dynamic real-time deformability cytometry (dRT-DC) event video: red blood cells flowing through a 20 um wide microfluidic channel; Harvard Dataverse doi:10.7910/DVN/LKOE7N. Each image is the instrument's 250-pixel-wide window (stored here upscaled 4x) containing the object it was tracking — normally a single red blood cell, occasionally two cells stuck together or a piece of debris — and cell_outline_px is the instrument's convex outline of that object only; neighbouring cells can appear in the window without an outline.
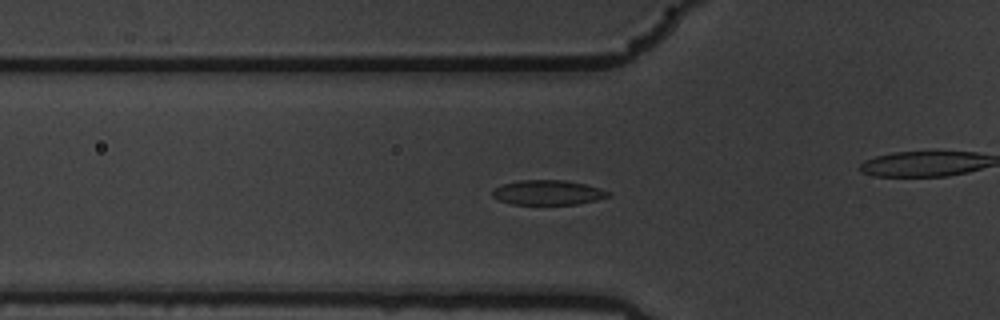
{"species": "common noctule bat (a hibernating species)", "species_latin": "Nyctalus noctula", "temperature_condition": "warm", "stored_images_in_passage": 47, "camera_frame_rate_fps": 3000, "um_per_image_px": 0.085, "animal": {"sex": "male", "body_mass_g": 19.5, "forearm_length_mm": 54.6}, "frame": {"image": 1, "passage_image": 20, "time_ms": 6.333, "image_size_px": [1000, 320], "cell_outline_px": [[612, 196], [580, 204], [512, 204], [500, 200], [492, 196], [492, 192], [496, 188], [504, 184], [520, 180], [564, 180], [584, 184], [600, 188], [612, 192]], "centroid_in_image_um": [46.64, 16.37], "position_along_channel_um": 79.2, "area_um2": 16.65}}
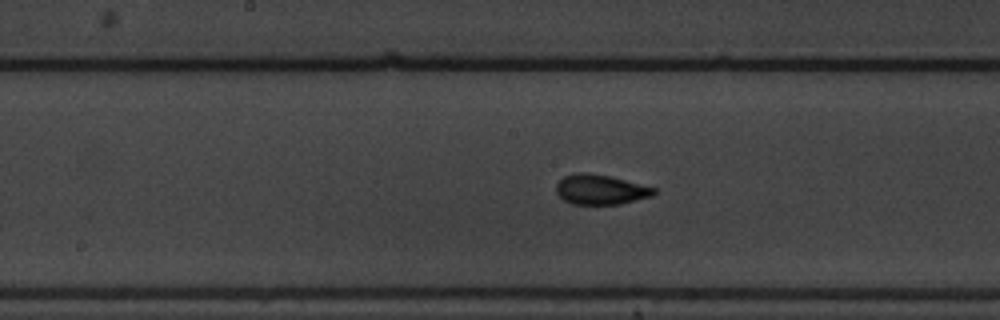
{"frame": {"image": 2, "passage_image": 30, "time_ms": 9.667, "image_size_px": [1000, 320], "cell_outline_px": [[656, 192], [652, 196], [620, 204], [572, 204], [564, 200], [556, 192], [556, 184], [564, 176], [576, 172], [588, 172], [608, 176], [656, 188]], "centroid_in_image_um": [51.02, 16.11], "position_along_channel_um": 197.2, "area_um2": 16.94}}
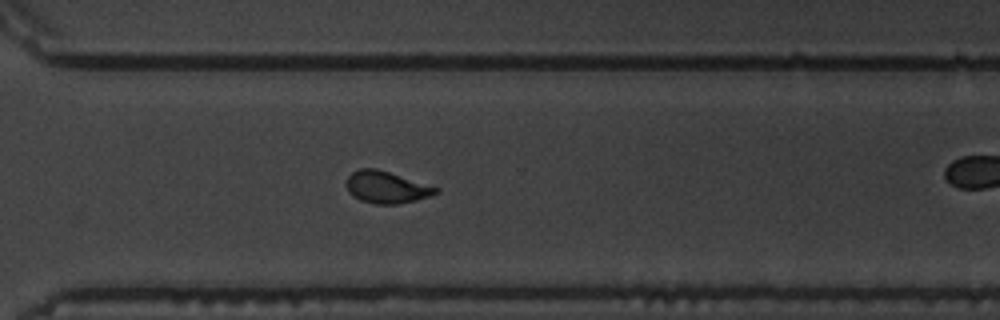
{"frame": {"image": 3, "passage_image": 42, "time_ms": 13.667, "image_size_px": [1000, 320], "cell_outline_px": [[440, 192], [416, 200], [400, 204], [376, 204], [360, 200], [348, 192], [348, 176], [352, 172], [360, 168], [376, 168], [440, 188]], "centroid_in_image_um": [32.87, 15.92], "position_along_channel_um": 337.7, "area_um2": 16.47}}